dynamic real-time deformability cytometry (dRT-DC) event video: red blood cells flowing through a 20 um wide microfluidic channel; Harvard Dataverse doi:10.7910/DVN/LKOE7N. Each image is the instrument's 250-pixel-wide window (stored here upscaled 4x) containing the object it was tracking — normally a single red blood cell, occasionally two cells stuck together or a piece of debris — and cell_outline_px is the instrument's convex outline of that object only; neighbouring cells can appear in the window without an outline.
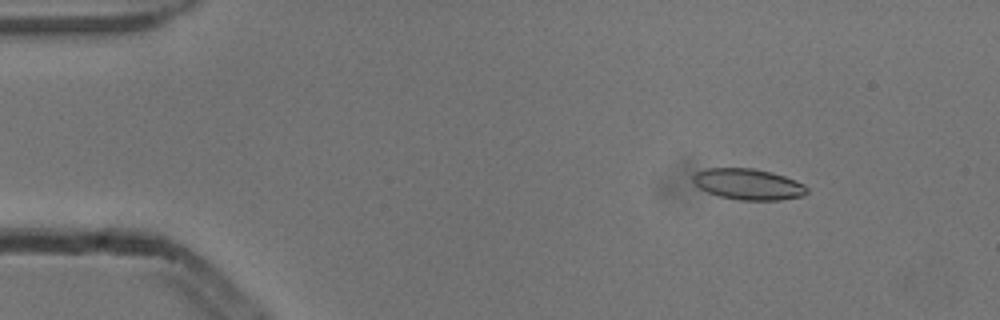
{"species": "common noctule bat (a hibernating species)", "species_latin": "Nyctalus noctula", "temperature_condition": "cold", "stored_images_in_passage": 3, "camera_frame_rate_fps": 3000, "um_per_image_px": 0.085, "animal": {"sex": "male", "body_mass_g": 13.3}, "frame": {"image": 1, "passage_image": 1, "time_ms": 0.0, "image_size_px": [1000, 320], "cell_outline_px": [[808, 192], [804, 196], [780, 200], [740, 200], [720, 196], [708, 192], [700, 188], [692, 180], [692, 176], [696, 172], [708, 168], [752, 168], [772, 172], [796, 180], [804, 184], [808, 188]], "centroid_in_image_um": [63.63, 15.66], "position_along_channel_um": 21.4, "area_um2": 20.63}}
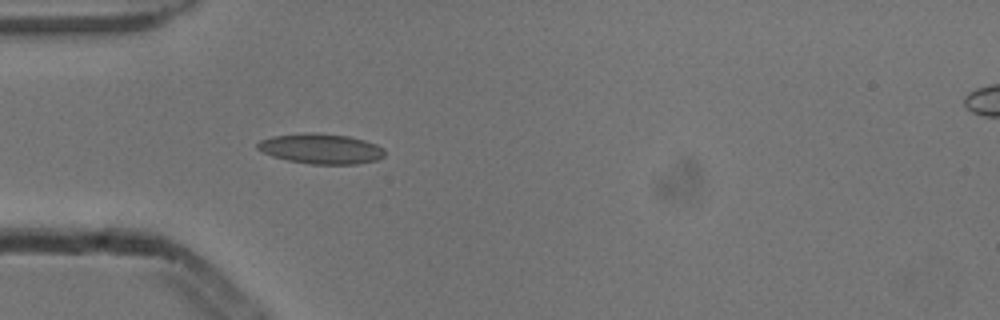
{"frame": {"image": 2, "passage_image": 3, "time_ms": 0.667, "image_size_px": [1000, 320], "cell_outline_px": [[384, 156], [376, 160], [356, 164], [312, 164], [288, 160], [272, 156], [256, 148], [256, 144], [260, 140], [272, 136], [308, 132], [312, 132], [348, 136], [364, 140], [376, 144], [384, 148]], "centroid_in_image_um": [27.27, 12.64], "position_along_channel_um": 57.7, "area_um2": 22.31}}